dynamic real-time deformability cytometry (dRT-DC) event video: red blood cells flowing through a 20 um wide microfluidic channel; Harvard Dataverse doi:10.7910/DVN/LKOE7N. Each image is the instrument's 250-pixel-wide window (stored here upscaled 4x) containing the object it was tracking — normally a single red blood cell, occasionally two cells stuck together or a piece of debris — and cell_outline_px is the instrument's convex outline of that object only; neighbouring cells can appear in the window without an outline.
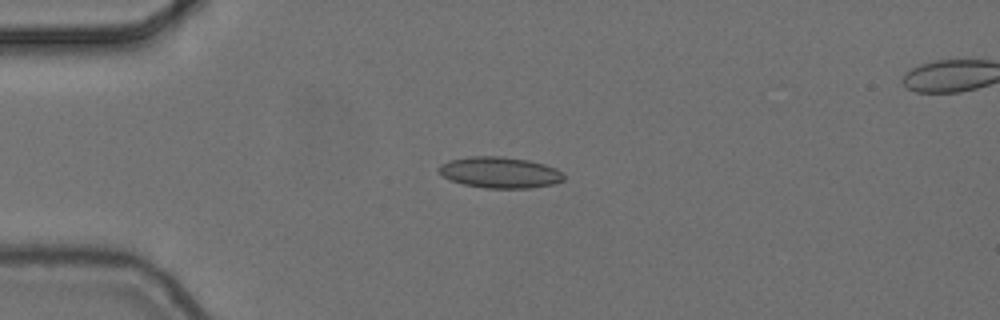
{"species": "common noctule bat (a hibernating species)", "species_latin": "Nyctalus noctula", "temperature_condition": "cold", "stored_images_in_passage": 3, "camera_frame_rate_fps": 3000, "um_per_image_px": 0.085, "animal": {"sex": "female", "body_mass_g": 24.6, "forearm_length_mm": 56.2}, "frame": {"image": 1, "passage_image": 1, "time_ms": 0.0, "image_size_px": [1000, 320], "cell_outline_px": [[564, 180], [552, 184], [528, 188], [484, 188], [464, 184], [452, 180], [444, 176], [436, 168], [440, 164], [448, 160], [468, 156], [500, 156], [528, 160], [544, 164], [556, 168], [564, 172]], "centroid_in_image_um": [42.49, 14.65], "position_along_channel_um": 42.5, "area_um2": 22.72}}